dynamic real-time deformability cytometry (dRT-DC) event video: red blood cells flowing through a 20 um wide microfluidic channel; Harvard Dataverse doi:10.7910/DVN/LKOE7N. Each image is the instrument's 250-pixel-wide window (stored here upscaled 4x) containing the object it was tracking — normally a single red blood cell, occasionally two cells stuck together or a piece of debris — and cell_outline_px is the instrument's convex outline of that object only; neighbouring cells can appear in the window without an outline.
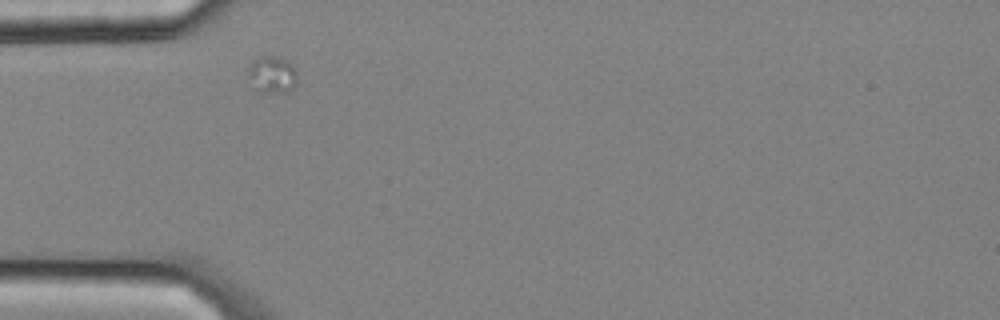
{"species": "common noctule bat (a hibernating species)", "species_latin": "Nyctalus noctula", "temperature_condition": "cold", "stored_images_in_passage": 3, "camera_frame_rate_fps": 3000, "um_per_image_px": 0.085, "animal": {"sex": "male", "body_mass_g": 20.4}, "frame": {"image": 1, "passage_image": 1, "time_ms": 0.0, "image_size_px": [1000, 320], "cell_outline_px": [[296, 84], [288, 92], [260, 92], [256, 88], [248, 76], [248, 68], [252, 60], [264, 56], [272, 56], [288, 60], [292, 64], [296, 72]], "centroid_in_image_um": [23.14, 6.33], "position_along_channel_um": 61.9, "area_um2": 10.46}}